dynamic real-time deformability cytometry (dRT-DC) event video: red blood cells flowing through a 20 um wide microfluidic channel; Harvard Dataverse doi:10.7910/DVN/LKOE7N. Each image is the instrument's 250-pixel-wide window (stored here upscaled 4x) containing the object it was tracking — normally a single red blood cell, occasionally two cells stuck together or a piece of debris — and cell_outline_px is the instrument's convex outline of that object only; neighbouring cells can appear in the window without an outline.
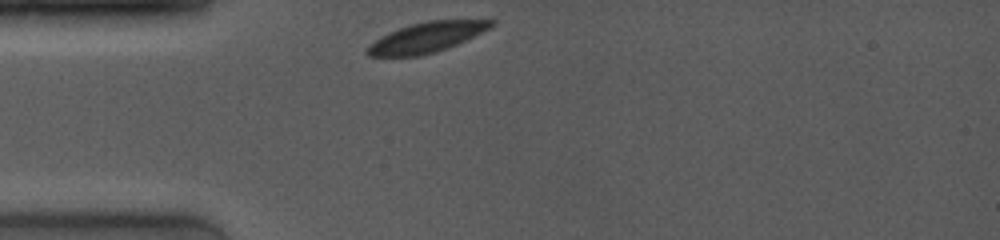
{"species": "common noctule bat (a hibernating species)", "species_latin": "Nyctalus noctula", "temperature_condition": "room temperature", "stored_images_in_passage": 5, "camera_frame_rate_fps": 4000, "um_per_image_px": 0.085, "animal": {"sex": "female", "body_mass_g": 19.0, "forearm_length_mm": 53.3}, "frame": {"image": 1, "passage_image": 1, "time_ms": 0.0, "image_size_px": [1000, 240], "cell_outline_px": [[496, 24], [448, 48], [436, 52], [420, 56], [368, 56], [364, 52], [364, 48], [380, 36], [400, 28], [412, 24], [428, 20], [496, 20]], "centroid_in_image_um": [36.19, 3.19], "position_along_channel_um": 48.8, "area_um2": 21.56}}
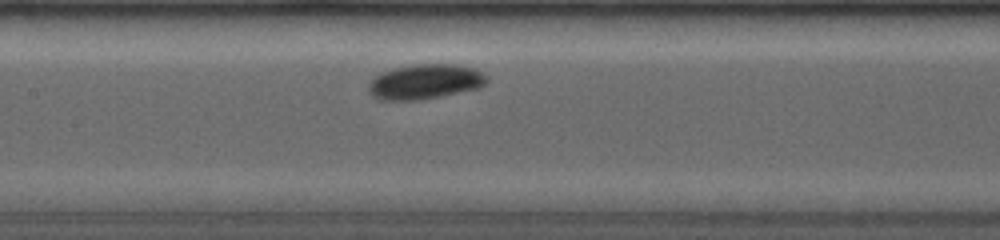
{"frame": {"image": 2, "passage_image": 5, "time_ms": 3.5, "image_size_px": [1000, 240], "cell_outline_px": [[488, 80], [480, 88], [440, 96], [416, 100], [380, 100], [372, 96], [368, 92], [368, 84], [380, 72], [392, 68], [412, 64], [456, 64], [472, 68], [488, 76]], "centroid_in_image_um": [36.1, 6.94], "position_along_channel_um": 171.3, "area_um2": 24.16}}